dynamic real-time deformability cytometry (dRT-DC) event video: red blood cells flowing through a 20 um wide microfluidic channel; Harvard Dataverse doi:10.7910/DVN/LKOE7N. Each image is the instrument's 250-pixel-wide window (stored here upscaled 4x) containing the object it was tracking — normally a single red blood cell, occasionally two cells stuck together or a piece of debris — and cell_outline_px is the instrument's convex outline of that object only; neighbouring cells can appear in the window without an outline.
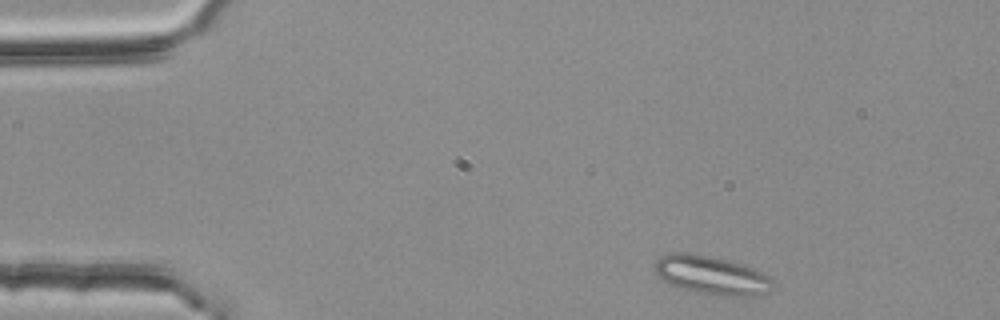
{"species": "common noctule bat (a hibernating species)", "species_latin": "Nyctalus noctula", "temperature_condition": "room temperature", "stored_images_in_passage": 3, "camera_frame_rate_fps": 3000, "um_per_image_px": 0.085, "animal": {"sex": "female", "body_mass_g": 25.1}, "frame": {"image": 1, "passage_image": 1, "time_ms": 0.0, "image_size_px": [1000, 320], "cell_outline_px": [[772, 288], [768, 292], [752, 296], [724, 296], [696, 292], [676, 288], [668, 284], [652, 268], [656, 260], [660, 256], [672, 252], [688, 252], [732, 260], [756, 268], [772, 276]], "centroid_in_image_um": [60.49, 23.38], "position_along_channel_um": 24.5, "area_um2": 27.22}}
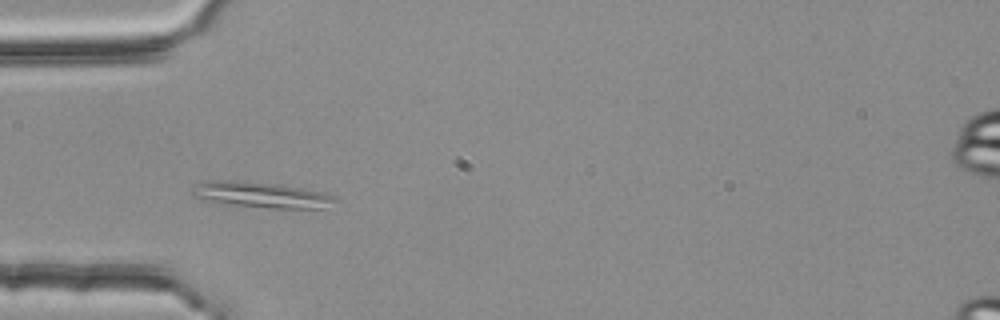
{"frame": {"image": 2, "passage_image": 3, "time_ms": 0.667, "image_size_px": [1000, 320], "cell_outline_px": [[340, 200], [324, 208], [272, 208], [236, 204], [208, 200], [192, 196], [188, 192], [196, 184], [204, 180], [244, 180], [284, 184], [324, 192], [336, 196]], "centroid_in_image_um": [22.25, 16.52], "position_along_channel_um": 62.8, "area_um2": 21.79}}